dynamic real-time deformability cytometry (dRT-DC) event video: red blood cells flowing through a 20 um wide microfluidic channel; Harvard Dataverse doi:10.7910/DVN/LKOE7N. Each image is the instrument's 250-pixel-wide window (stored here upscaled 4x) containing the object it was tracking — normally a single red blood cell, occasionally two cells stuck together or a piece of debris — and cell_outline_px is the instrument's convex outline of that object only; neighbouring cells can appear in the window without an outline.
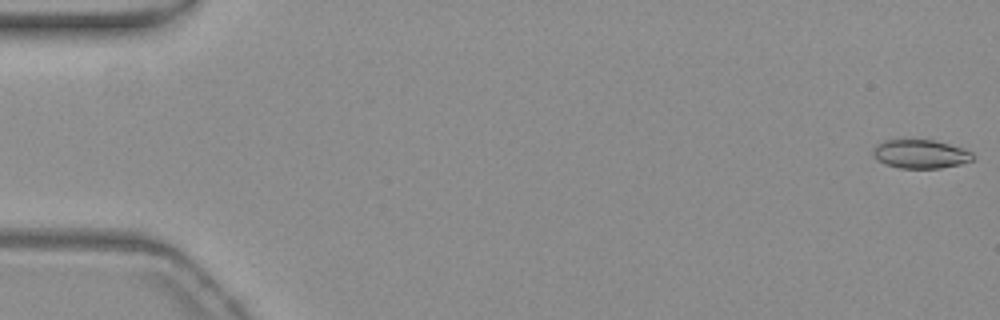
{"species": "common noctule bat (a hibernating species)", "species_latin": "Nyctalus noctula", "temperature_condition": "warm", "stored_images_in_passage": 56, "camera_frame_rate_fps": 3000, "um_per_image_px": 0.085, "animal": {"sex": "female", "body_mass_g": 19.3, "forearm_length_mm": 54.1}, "frame": {"image": 1, "passage_image": 1, "time_ms": 0.0, "image_size_px": [1000, 320], "cell_outline_px": [[976, 156], [972, 160], [960, 164], [940, 168], [900, 168], [884, 164], [876, 160], [872, 156], [872, 148], [876, 144], [884, 140], [932, 140], [964, 148], [972, 152]], "centroid_in_image_um": [78.21, 13.09], "position_along_channel_um": 6.8, "area_um2": 16.88}}
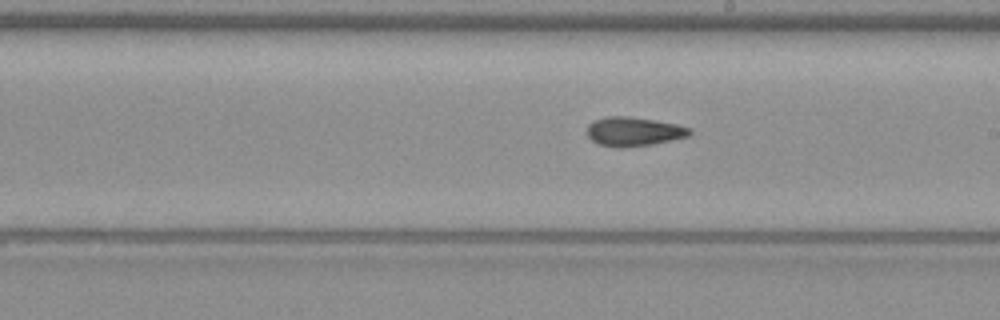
{"frame": {"image": 2, "passage_image": 32, "time_ms": 10.333, "image_size_px": [1000, 320], "cell_outline_px": [[692, 132], [688, 136], [652, 144], [624, 148], [616, 148], [600, 144], [592, 140], [588, 136], [588, 124], [592, 120], [608, 116], [632, 116], [656, 120], [676, 124], [692, 128]], "centroid_in_image_um": [53.86, 11.17], "position_along_channel_um": 235.1, "area_um2": 17.51}}
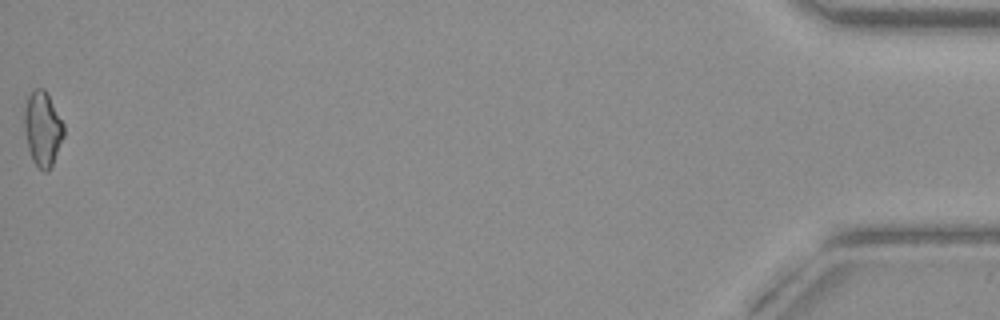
{"frame": {"image": 3, "passage_image": 56, "time_ms": 18.333, "image_size_px": [1000, 320], "cell_outline_px": [[64, 136], [52, 164], [48, 172], [44, 172], [32, 160], [28, 148], [24, 128], [24, 108], [28, 96], [32, 88], [44, 88], [48, 92], [64, 124]], "centroid_in_image_um": [3.62, 10.89], "position_along_channel_um": 431.6, "area_um2": 17.34}, "authors_computed_cell_mechanics": {"area_um2": 16.9932, "velocity_mm_per_s": 3.7522, "shape_relaxation_time_tau1_ms": null, "shape_relaxation_time_tau2_ms": 4.6902, "deformation_change_tau1": null, "deformation_change_tau2": 0.1022}}